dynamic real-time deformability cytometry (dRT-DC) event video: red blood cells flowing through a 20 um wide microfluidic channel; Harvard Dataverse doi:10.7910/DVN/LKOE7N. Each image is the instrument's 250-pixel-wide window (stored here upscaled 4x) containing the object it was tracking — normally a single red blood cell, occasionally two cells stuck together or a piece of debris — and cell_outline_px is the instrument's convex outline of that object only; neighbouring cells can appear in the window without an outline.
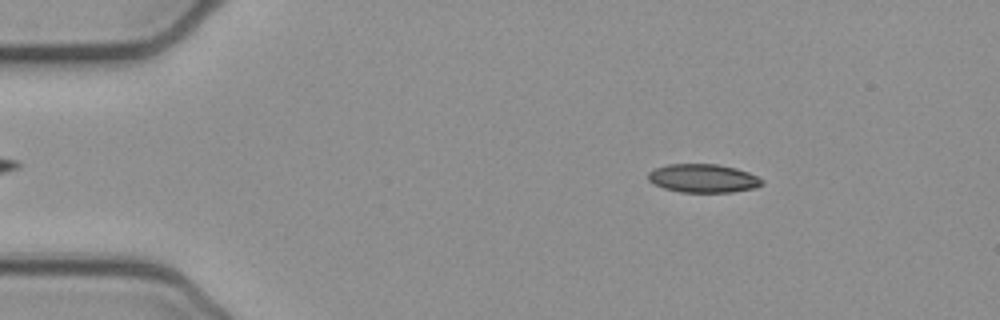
{"species": "common noctule bat (a hibernating species)", "species_latin": "Nyctalus noctula", "temperature_condition": "cold", "stored_images_in_passage": 49, "camera_frame_rate_fps": 3000, "um_per_image_px": 0.085, "animal": {"sex": "female", "body_mass_g": 21.9}, "frame": {"image": 1, "passage_image": 8, "time_ms": 2.333, "image_size_px": [1000, 320], "cell_outline_px": [[764, 184], [756, 188], [732, 192], [680, 192], [664, 188], [652, 184], [648, 180], [648, 172], [656, 168], [668, 164], [716, 164], [736, 168], [748, 172], [764, 180]], "centroid_in_image_um": [59.77, 15.16], "position_along_channel_um": 25.2, "area_um2": 19.02}}
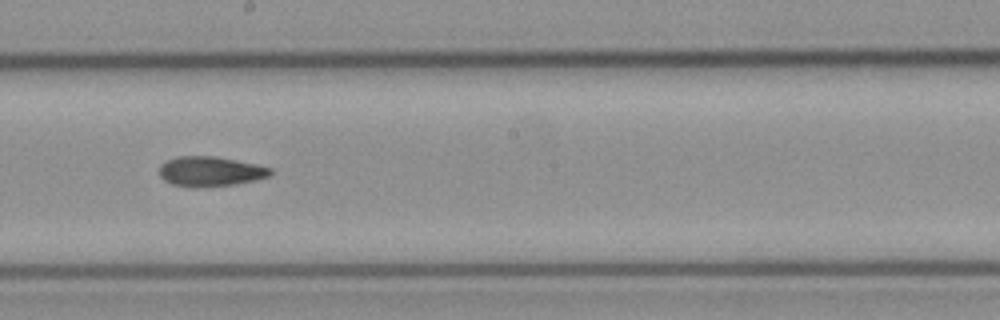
{"frame": {"image": 2, "passage_image": 29, "time_ms": 9.333, "image_size_px": [1000, 320], "cell_outline_px": [[272, 172], [268, 176], [256, 180], [236, 184], [196, 188], [172, 184], [164, 180], [160, 176], [160, 164], [176, 156], [216, 156], [256, 164], [272, 168]], "centroid_in_image_um": [17.87, 14.57], "position_along_channel_um": 230.3, "area_um2": 19.42}}
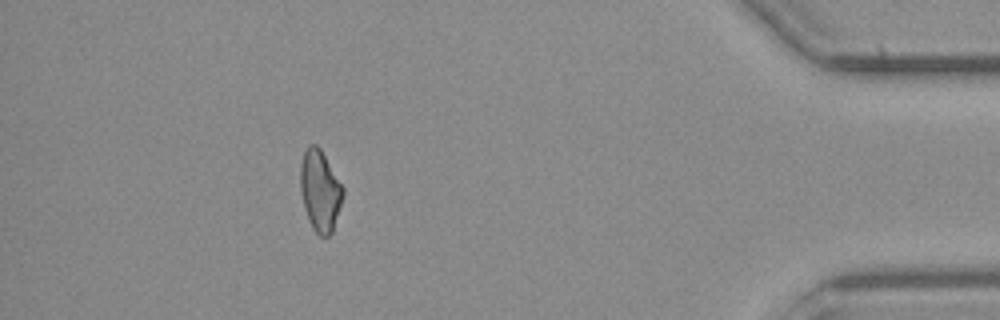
{"frame": {"image": 3, "passage_image": 46, "time_ms": 15.0, "image_size_px": [1000, 320], "cell_outline_px": [[344, 196], [332, 232], [328, 236], [320, 236], [312, 228], [304, 208], [300, 192], [300, 164], [304, 152], [308, 144], [316, 144], [320, 148], [344, 188]], "centroid_in_image_um": [27.2, 16.2], "position_along_channel_um": 408.0, "area_um2": 20.23}}